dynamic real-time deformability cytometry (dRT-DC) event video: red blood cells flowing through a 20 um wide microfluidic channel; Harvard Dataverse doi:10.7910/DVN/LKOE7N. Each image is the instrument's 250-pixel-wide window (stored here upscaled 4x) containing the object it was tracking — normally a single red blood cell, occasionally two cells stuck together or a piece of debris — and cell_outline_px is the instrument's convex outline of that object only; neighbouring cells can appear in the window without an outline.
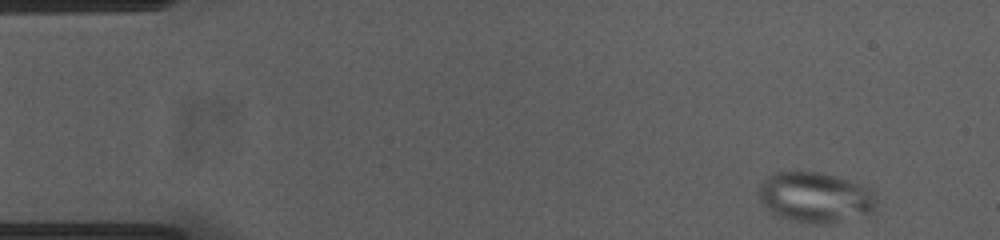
{"species": "common noctule bat (a hibernating species)", "species_latin": "Nyctalus noctula", "temperature_condition": "cold", "stored_images_in_passage": 51, "camera_frame_rate_fps": 3000, "um_per_image_px": 0.085, "animal": {"sex": "female", "body_mass_g": 23.0, "forearm_length_mm": 53.4}, "frame": {"image": 1, "passage_image": 1, "time_ms": 0.0, "image_size_px": [1000, 240], "cell_outline_px": [[876, 208], [872, 212], [828, 224], [812, 224], [780, 216], [772, 212], [760, 200], [760, 188], [764, 180], [768, 176], [776, 172], [824, 172], [836, 176], [868, 188], [876, 196]], "centroid_in_image_um": [69.32, 16.77], "position_along_channel_um": 15.7, "area_um2": 33.93}}
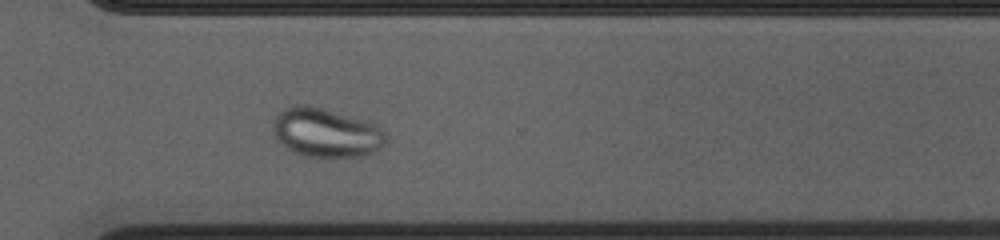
{"frame": {"image": 2, "passage_image": 36, "time_ms": 11.667, "image_size_px": [1000, 240], "cell_outline_px": [[388, 140], [384, 144], [372, 152], [364, 156], [332, 160], [328, 160], [304, 156], [292, 152], [276, 140], [272, 132], [272, 124], [276, 116], [284, 108], [292, 104], [308, 104], [324, 108], [364, 120], [376, 124], [384, 132]], "centroid_in_image_um": [27.68, 11.31], "position_along_channel_um": 342.9, "area_um2": 33.35}}
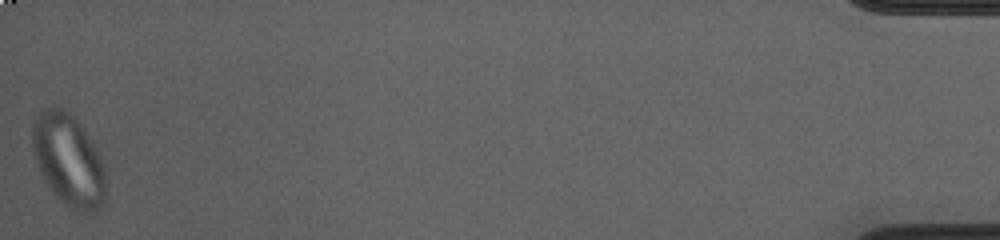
{"frame": {"image": 3, "passage_image": 51, "time_ms": 16.667, "image_size_px": [1000, 240], "cell_outline_px": [[104, 204], [96, 212], [76, 212], [64, 204], [56, 196], [48, 184], [36, 160], [32, 144], [32, 128], [40, 112], [52, 104], [56, 104], [64, 108], [76, 120], [88, 136], [96, 148], [104, 168]], "centroid_in_image_um": [5.83, 13.6], "position_along_channel_um": 429.4, "area_um2": 38.78}}